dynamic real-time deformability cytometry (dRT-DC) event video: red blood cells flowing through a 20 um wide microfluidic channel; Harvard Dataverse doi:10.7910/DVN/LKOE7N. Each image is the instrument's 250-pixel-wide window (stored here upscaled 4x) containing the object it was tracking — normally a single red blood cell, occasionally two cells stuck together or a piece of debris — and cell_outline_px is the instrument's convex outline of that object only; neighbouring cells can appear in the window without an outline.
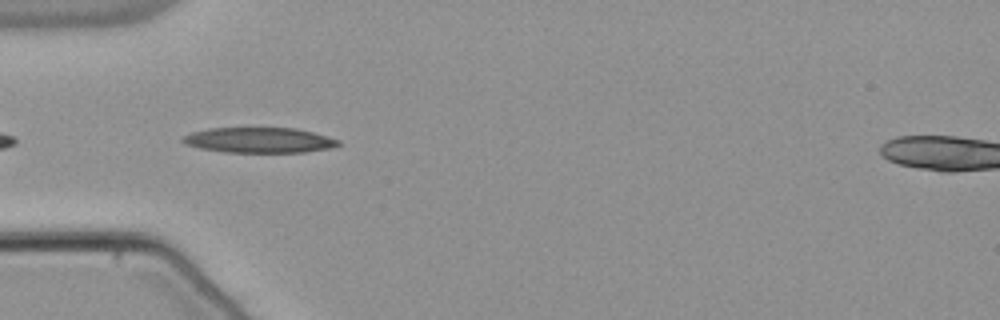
{"species": "common noctule bat (a hibernating species)", "species_latin": "Nyctalus noctula", "temperature_condition": "warm", "stored_images_in_passage": 8, "camera_frame_rate_fps": 3000, "um_per_image_px": 0.085, "animal": {"sex": "male", "body_mass_g": 21.5, "forearm_length_mm": 52.0}, "frame": {"image": 1, "passage_image": 2, "time_ms": 0.333, "image_size_px": [1000, 320], "cell_outline_px": [[340, 144], [332, 148], [304, 152], [224, 152], [200, 148], [184, 144], [180, 140], [184, 136], [192, 132], [208, 128], [296, 128], [312, 132], [340, 140]], "centroid_in_image_um": [22.02, 11.91], "position_along_channel_um": 63.0, "area_um2": 22.95}}
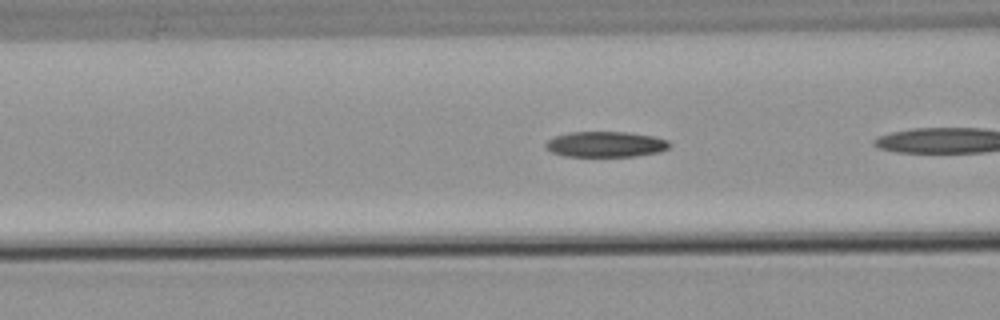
{"frame": {"image": 2, "passage_image": 4, "time_ms": 1.0, "image_size_px": [1000, 320], "cell_outline_px": [[672, 144], [668, 148], [660, 152], [636, 156], [564, 156], [552, 152], [544, 148], [544, 144], [548, 140], [556, 136], [568, 132], [628, 132], [652, 136], [668, 140]], "centroid_in_image_um": [51.48, 12.26], "position_along_channel_um": 115.1, "area_um2": 18.55}}